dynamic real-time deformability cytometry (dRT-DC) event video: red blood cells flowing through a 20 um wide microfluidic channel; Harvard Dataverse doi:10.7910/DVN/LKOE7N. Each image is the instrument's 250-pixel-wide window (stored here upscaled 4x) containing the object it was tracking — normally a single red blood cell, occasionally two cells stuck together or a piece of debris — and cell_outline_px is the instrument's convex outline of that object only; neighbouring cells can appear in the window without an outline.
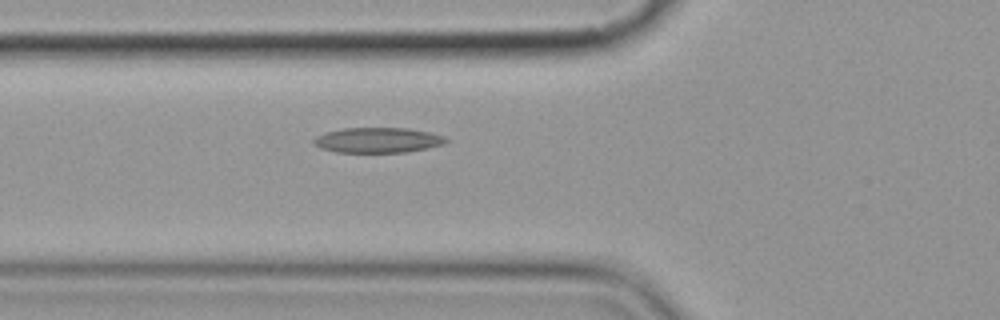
{"species": "common noctule bat (a hibernating species)", "species_latin": "Nyctalus noctula", "temperature_condition": "cold", "stored_images_in_passage": 2, "camera_frame_rate_fps": 3000, "um_per_image_px": 0.085, "animal": {"sex": "female", "body_mass_g": 19.9}, "frame": {"image": 1, "passage_image": 2, "time_ms": 1.0, "image_size_px": [1000, 320], "cell_outline_px": [[448, 140], [444, 144], [428, 148], [408, 152], [336, 152], [320, 148], [312, 144], [312, 140], [316, 136], [328, 132], [344, 128], [408, 128], [428, 132], [444, 136]], "centroid_in_image_um": [32.1, 11.92], "position_along_channel_um": 93.7, "area_um2": 19.42}}